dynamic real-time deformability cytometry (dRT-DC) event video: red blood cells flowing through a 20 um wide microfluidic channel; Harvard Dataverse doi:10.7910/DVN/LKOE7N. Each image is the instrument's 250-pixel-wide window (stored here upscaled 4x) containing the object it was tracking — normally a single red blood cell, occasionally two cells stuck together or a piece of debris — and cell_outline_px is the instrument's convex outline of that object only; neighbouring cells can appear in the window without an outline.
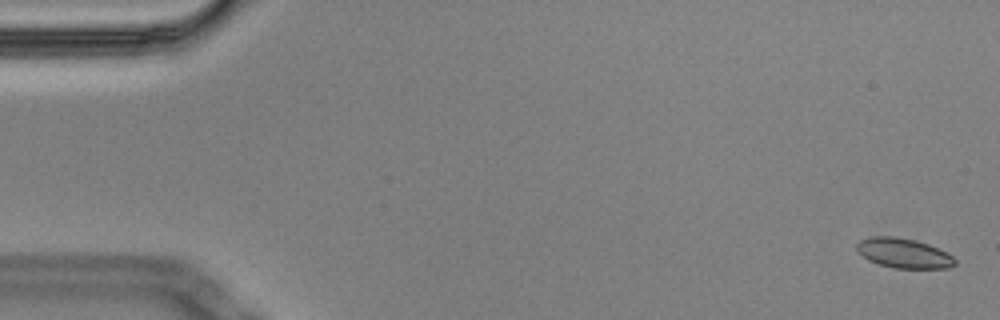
{"species": "Egyptian fruit bat (a non-hibernating species)", "species_latin": "Rousettus aegyptiacus", "temperature_condition": "cold", "stored_images_in_passage": 59, "camera_frame_rate_fps": 3000, "um_per_image_px": 0.085, "animal": {"sex": "male"}, "frame": {"image": 1, "passage_image": 2, "time_ms": 0.333, "image_size_px": [1000, 320], "cell_outline_px": [[956, 264], [948, 268], [892, 268], [868, 260], [856, 252], [856, 244], [860, 240], [872, 236], [896, 236], [916, 240], [928, 244], [952, 256], [956, 260]], "centroid_in_image_um": [76.76, 21.51], "position_along_channel_um": 8.2, "area_um2": 17.05}}
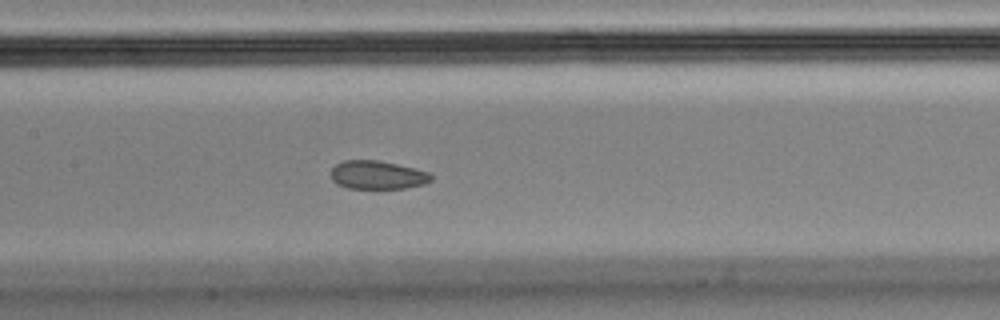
{"frame": {"image": 2, "passage_image": 28, "time_ms": 9.0, "image_size_px": [1000, 320], "cell_outline_px": [[432, 180], [424, 184], [404, 188], [348, 188], [336, 184], [332, 180], [332, 168], [336, 164], [344, 160], [380, 160], [428, 172], [432, 176]], "centroid_in_image_um": [32.06, 14.87], "position_along_channel_um": 175.3, "area_um2": 16.47}}
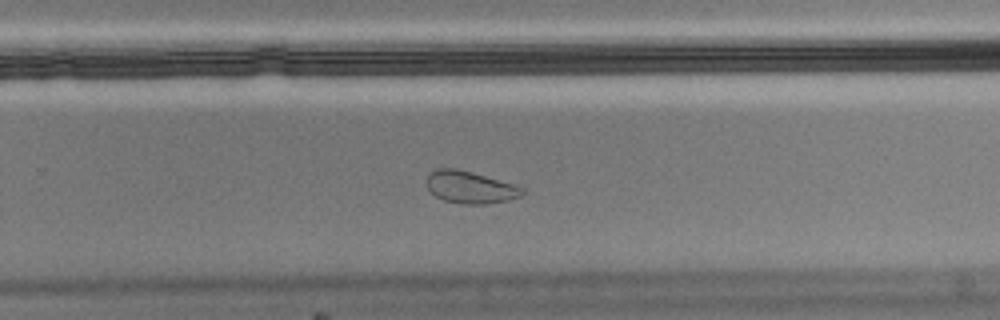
{"frame": {"image": 3, "passage_image": 38, "time_ms": 12.333, "image_size_px": [1000, 320], "cell_outline_px": [[524, 192], [520, 196], [508, 200], [488, 204], [460, 204], [444, 200], [436, 196], [428, 188], [428, 176], [432, 172], [440, 168], [456, 168], [472, 172], [516, 184], [524, 188]], "centroid_in_image_um": [40.02, 15.92], "position_along_channel_um": 289.8, "area_um2": 17.86}}